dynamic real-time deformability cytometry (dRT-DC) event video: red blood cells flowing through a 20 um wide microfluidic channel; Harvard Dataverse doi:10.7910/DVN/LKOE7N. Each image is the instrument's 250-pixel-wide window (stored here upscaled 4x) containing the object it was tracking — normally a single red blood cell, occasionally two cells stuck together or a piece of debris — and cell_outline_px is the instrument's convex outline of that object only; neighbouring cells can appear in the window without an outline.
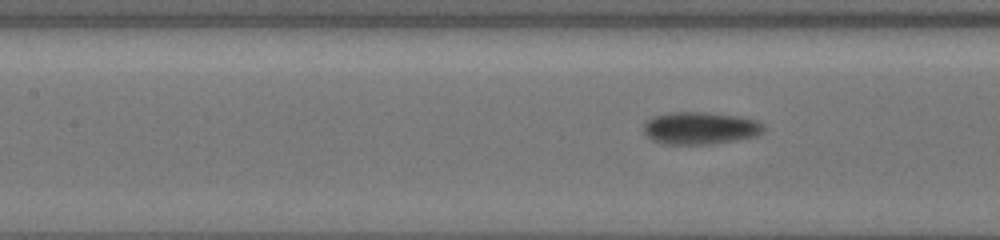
{"species": "common noctule bat (a hibernating species)", "species_latin": "Nyctalus noctula", "temperature_condition": "cold", "stored_images_in_passage": 10, "segment_of_instrument_passage": [2, 2], "camera_frame_rate_fps": 3000, "um_per_image_px": 0.085, "animal": {"sex": "female", "body_mass_g": 19.5, "forearm_length_mm": 54.1}, "frame": {"image": 1, "passage_image": 10, "time_ms": 8.667, "image_size_px": [1000, 240], "cell_outline_px": [[764, 128], [756, 136], [712, 144], [664, 144], [652, 140], [644, 132], [644, 124], [652, 116], [672, 112], [704, 112], [740, 116], [756, 120]], "centroid_in_image_um": [59.48, 10.88], "position_along_channel_um": 147.9, "area_um2": 22.48}}